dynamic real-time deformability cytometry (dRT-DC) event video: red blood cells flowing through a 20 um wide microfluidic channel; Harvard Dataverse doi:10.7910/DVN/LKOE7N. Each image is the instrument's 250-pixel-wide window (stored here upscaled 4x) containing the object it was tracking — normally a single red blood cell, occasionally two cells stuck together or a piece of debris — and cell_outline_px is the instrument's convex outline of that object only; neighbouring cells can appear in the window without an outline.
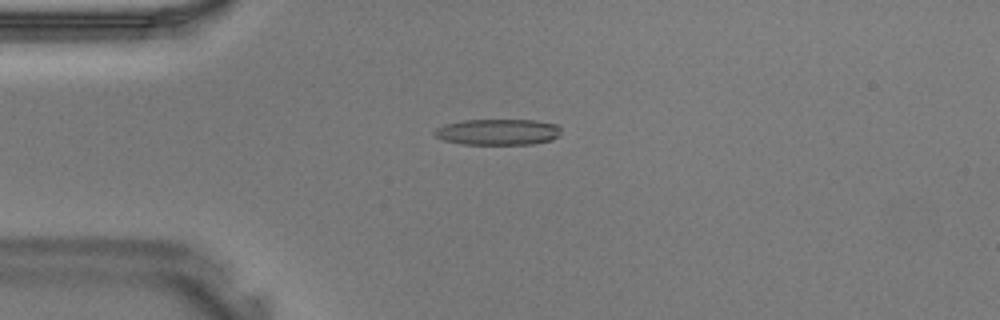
{"species": "Egyptian fruit bat (a non-hibernating species)", "species_latin": "Rousettus aegyptiacus", "temperature_condition": "warm", "stored_images_in_passage": 37, "camera_frame_rate_fps": 3000, "um_per_image_px": 0.085, "animal": {"sex": "male"}, "frame": {"image": 1, "passage_image": 7, "time_ms": 2.0, "image_size_px": [1000, 320], "cell_outline_px": [[560, 136], [552, 140], [532, 144], [460, 144], [444, 140], [436, 136], [432, 132], [436, 128], [444, 124], [464, 120], [536, 120], [556, 124], [560, 128]], "centroid_in_image_um": [42.33, 11.22], "position_along_channel_um": 42.7, "area_um2": 19.31}}
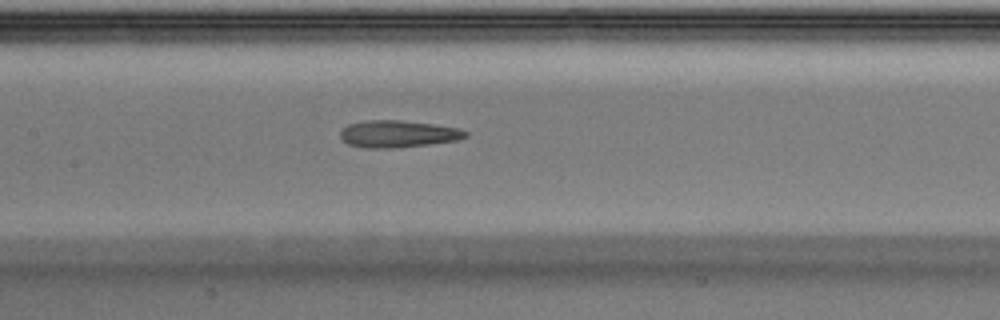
{"frame": {"image": 2, "passage_image": 16, "time_ms": 5.0, "image_size_px": [1000, 320], "cell_outline_px": [[468, 136], [456, 140], [428, 144], [396, 148], [364, 148], [348, 144], [340, 136], [340, 132], [348, 124], [364, 120], [400, 120], [432, 124], [460, 128], [468, 132]], "centroid_in_image_um": [33.82, 11.38], "position_along_channel_um": 173.6, "area_um2": 19.71}}
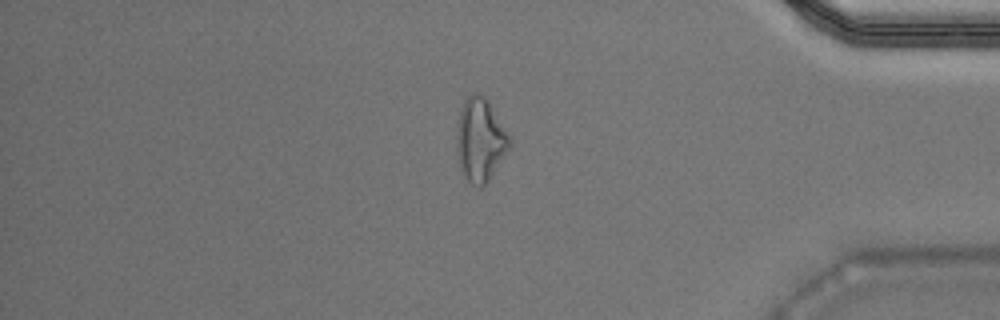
{"frame": {"image": 3, "passage_image": 31, "time_ms": 10.0, "image_size_px": [1000, 320], "cell_outline_px": [[512, 144], [488, 180], [480, 188], [476, 188], [460, 172], [456, 152], [456, 132], [460, 108], [464, 100], [468, 96], [476, 92], [484, 96], [488, 100], [512, 140]], "centroid_in_image_um": [40.79, 11.89], "position_along_channel_um": 394.4, "area_um2": 25.84}}